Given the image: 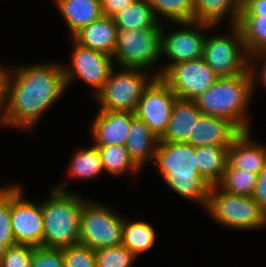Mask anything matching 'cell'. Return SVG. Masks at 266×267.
<instances>
[{
    "label": "cell",
    "instance_id": "obj_29",
    "mask_svg": "<svg viewBox=\"0 0 266 267\" xmlns=\"http://www.w3.org/2000/svg\"><path fill=\"white\" fill-rule=\"evenodd\" d=\"M247 55L266 49V17L263 15H240L237 23Z\"/></svg>",
    "mask_w": 266,
    "mask_h": 267
},
{
    "label": "cell",
    "instance_id": "obj_6",
    "mask_svg": "<svg viewBox=\"0 0 266 267\" xmlns=\"http://www.w3.org/2000/svg\"><path fill=\"white\" fill-rule=\"evenodd\" d=\"M118 68L121 70L112 68L103 89L94 99L100 104L99 110L134 112L145 89L156 77H160V73L157 70L146 72L142 69Z\"/></svg>",
    "mask_w": 266,
    "mask_h": 267
},
{
    "label": "cell",
    "instance_id": "obj_8",
    "mask_svg": "<svg viewBox=\"0 0 266 267\" xmlns=\"http://www.w3.org/2000/svg\"><path fill=\"white\" fill-rule=\"evenodd\" d=\"M159 23L156 27L147 29H118L115 49L112 55L113 62L120 67L149 70L161 58V30L164 27Z\"/></svg>",
    "mask_w": 266,
    "mask_h": 267
},
{
    "label": "cell",
    "instance_id": "obj_11",
    "mask_svg": "<svg viewBox=\"0 0 266 267\" xmlns=\"http://www.w3.org/2000/svg\"><path fill=\"white\" fill-rule=\"evenodd\" d=\"M71 64L63 65L66 87L80 79L93 89V98L103 89L112 68V56L83 47L72 40ZM68 85V86H67Z\"/></svg>",
    "mask_w": 266,
    "mask_h": 267
},
{
    "label": "cell",
    "instance_id": "obj_32",
    "mask_svg": "<svg viewBox=\"0 0 266 267\" xmlns=\"http://www.w3.org/2000/svg\"><path fill=\"white\" fill-rule=\"evenodd\" d=\"M97 267H131L137 257L125 246L95 250Z\"/></svg>",
    "mask_w": 266,
    "mask_h": 267
},
{
    "label": "cell",
    "instance_id": "obj_16",
    "mask_svg": "<svg viewBox=\"0 0 266 267\" xmlns=\"http://www.w3.org/2000/svg\"><path fill=\"white\" fill-rule=\"evenodd\" d=\"M243 131L232 121L202 114L187 141L194 148L201 146L230 147Z\"/></svg>",
    "mask_w": 266,
    "mask_h": 267
},
{
    "label": "cell",
    "instance_id": "obj_1",
    "mask_svg": "<svg viewBox=\"0 0 266 267\" xmlns=\"http://www.w3.org/2000/svg\"><path fill=\"white\" fill-rule=\"evenodd\" d=\"M63 64H27L6 68L4 124L28 133L66 91Z\"/></svg>",
    "mask_w": 266,
    "mask_h": 267
},
{
    "label": "cell",
    "instance_id": "obj_17",
    "mask_svg": "<svg viewBox=\"0 0 266 267\" xmlns=\"http://www.w3.org/2000/svg\"><path fill=\"white\" fill-rule=\"evenodd\" d=\"M232 168L259 175L266 164V146L243 132L228 148V162Z\"/></svg>",
    "mask_w": 266,
    "mask_h": 267
},
{
    "label": "cell",
    "instance_id": "obj_25",
    "mask_svg": "<svg viewBox=\"0 0 266 267\" xmlns=\"http://www.w3.org/2000/svg\"><path fill=\"white\" fill-rule=\"evenodd\" d=\"M67 176L73 179L92 180L105 173L102 167L98 147L92 144L90 147L76 149L68 165Z\"/></svg>",
    "mask_w": 266,
    "mask_h": 267
},
{
    "label": "cell",
    "instance_id": "obj_27",
    "mask_svg": "<svg viewBox=\"0 0 266 267\" xmlns=\"http://www.w3.org/2000/svg\"><path fill=\"white\" fill-rule=\"evenodd\" d=\"M105 173L122 176L126 172L138 174L141 169L133 162L125 145L97 146ZM131 172V173H130Z\"/></svg>",
    "mask_w": 266,
    "mask_h": 267
},
{
    "label": "cell",
    "instance_id": "obj_34",
    "mask_svg": "<svg viewBox=\"0 0 266 267\" xmlns=\"http://www.w3.org/2000/svg\"><path fill=\"white\" fill-rule=\"evenodd\" d=\"M33 247L15 244L0 252V267H31Z\"/></svg>",
    "mask_w": 266,
    "mask_h": 267
},
{
    "label": "cell",
    "instance_id": "obj_12",
    "mask_svg": "<svg viewBox=\"0 0 266 267\" xmlns=\"http://www.w3.org/2000/svg\"><path fill=\"white\" fill-rule=\"evenodd\" d=\"M181 100L195 101L219 76L203 57L170 66L160 77Z\"/></svg>",
    "mask_w": 266,
    "mask_h": 267
},
{
    "label": "cell",
    "instance_id": "obj_14",
    "mask_svg": "<svg viewBox=\"0 0 266 267\" xmlns=\"http://www.w3.org/2000/svg\"><path fill=\"white\" fill-rule=\"evenodd\" d=\"M177 96L169 86L156 77L145 89L134 111L135 116L150 128L160 138L170 121L173 106Z\"/></svg>",
    "mask_w": 266,
    "mask_h": 267
},
{
    "label": "cell",
    "instance_id": "obj_9",
    "mask_svg": "<svg viewBox=\"0 0 266 267\" xmlns=\"http://www.w3.org/2000/svg\"><path fill=\"white\" fill-rule=\"evenodd\" d=\"M228 28L227 34L206 35L204 43L203 59L219 78L234 77L249 69V56L239 27Z\"/></svg>",
    "mask_w": 266,
    "mask_h": 267
},
{
    "label": "cell",
    "instance_id": "obj_38",
    "mask_svg": "<svg viewBox=\"0 0 266 267\" xmlns=\"http://www.w3.org/2000/svg\"><path fill=\"white\" fill-rule=\"evenodd\" d=\"M253 198L266 212V164L257 177Z\"/></svg>",
    "mask_w": 266,
    "mask_h": 267
},
{
    "label": "cell",
    "instance_id": "obj_5",
    "mask_svg": "<svg viewBox=\"0 0 266 267\" xmlns=\"http://www.w3.org/2000/svg\"><path fill=\"white\" fill-rule=\"evenodd\" d=\"M216 224L235 230L254 231L266 228V212L253 196L234 195L212 185L206 208Z\"/></svg>",
    "mask_w": 266,
    "mask_h": 267
},
{
    "label": "cell",
    "instance_id": "obj_39",
    "mask_svg": "<svg viewBox=\"0 0 266 267\" xmlns=\"http://www.w3.org/2000/svg\"><path fill=\"white\" fill-rule=\"evenodd\" d=\"M240 15H263L266 17V0H243Z\"/></svg>",
    "mask_w": 266,
    "mask_h": 267
},
{
    "label": "cell",
    "instance_id": "obj_13",
    "mask_svg": "<svg viewBox=\"0 0 266 267\" xmlns=\"http://www.w3.org/2000/svg\"><path fill=\"white\" fill-rule=\"evenodd\" d=\"M22 186L11 184V226L17 244L43 247L41 201L31 202L23 196Z\"/></svg>",
    "mask_w": 266,
    "mask_h": 267
},
{
    "label": "cell",
    "instance_id": "obj_4",
    "mask_svg": "<svg viewBox=\"0 0 266 267\" xmlns=\"http://www.w3.org/2000/svg\"><path fill=\"white\" fill-rule=\"evenodd\" d=\"M253 95L252 77L248 69L244 74L219 78L195 102L202 114L228 119L243 132H252L247 110Z\"/></svg>",
    "mask_w": 266,
    "mask_h": 267
},
{
    "label": "cell",
    "instance_id": "obj_3",
    "mask_svg": "<svg viewBox=\"0 0 266 267\" xmlns=\"http://www.w3.org/2000/svg\"><path fill=\"white\" fill-rule=\"evenodd\" d=\"M67 187V180L54 185L50 196L41 201L43 247L64 249L79 244L80 214L88 199Z\"/></svg>",
    "mask_w": 266,
    "mask_h": 267
},
{
    "label": "cell",
    "instance_id": "obj_15",
    "mask_svg": "<svg viewBox=\"0 0 266 267\" xmlns=\"http://www.w3.org/2000/svg\"><path fill=\"white\" fill-rule=\"evenodd\" d=\"M134 117L131 111L99 110L89 131L94 145H125Z\"/></svg>",
    "mask_w": 266,
    "mask_h": 267
},
{
    "label": "cell",
    "instance_id": "obj_30",
    "mask_svg": "<svg viewBox=\"0 0 266 267\" xmlns=\"http://www.w3.org/2000/svg\"><path fill=\"white\" fill-rule=\"evenodd\" d=\"M256 174L234 169L228 163L222 180L217 184L227 193L242 196H253L256 183Z\"/></svg>",
    "mask_w": 266,
    "mask_h": 267
},
{
    "label": "cell",
    "instance_id": "obj_21",
    "mask_svg": "<svg viewBox=\"0 0 266 267\" xmlns=\"http://www.w3.org/2000/svg\"><path fill=\"white\" fill-rule=\"evenodd\" d=\"M242 5L243 0H194V22L218 27L222 20L227 19L229 26H235Z\"/></svg>",
    "mask_w": 266,
    "mask_h": 267
},
{
    "label": "cell",
    "instance_id": "obj_36",
    "mask_svg": "<svg viewBox=\"0 0 266 267\" xmlns=\"http://www.w3.org/2000/svg\"><path fill=\"white\" fill-rule=\"evenodd\" d=\"M261 59V69L255 70V68L257 67V64H259V60ZM258 62V63H257ZM257 63V64H256ZM255 64V66H254ZM249 71L252 77V83H253V94L255 90V86L257 83H262V85L264 87H266V49L263 50H259L257 52H254L253 54L249 55ZM258 74V76H257ZM261 78V79H260ZM260 81H259V80Z\"/></svg>",
    "mask_w": 266,
    "mask_h": 267
},
{
    "label": "cell",
    "instance_id": "obj_22",
    "mask_svg": "<svg viewBox=\"0 0 266 267\" xmlns=\"http://www.w3.org/2000/svg\"><path fill=\"white\" fill-rule=\"evenodd\" d=\"M159 138L143 120L136 116L131 120L125 147L133 162L142 170L146 162H153Z\"/></svg>",
    "mask_w": 266,
    "mask_h": 267
},
{
    "label": "cell",
    "instance_id": "obj_31",
    "mask_svg": "<svg viewBox=\"0 0 266 267\" xmlns=\"http://www.w3.org/2000/svg\"><path fill=\"white\" fill-rule=\"evenodd\" d=\"M17 244L11 226V184L0 187V252Z\"/></svg>",
    "mask_w": 266,
    "mask_h": 267
},
{
    "label": "cell",
    "instance_id": "obj_2",
    "mask_svg": "<svg viewBox=\"0 0 266 267\" xmlns=\"http://www.w3.org/2000/svg\"><path fill=\"white\" fill-rule=\"evenodd\" d=\"M152 163L173 192L206 208L211 185L199 173L191 144L159 141Z\"/></svg>",
    "mask_w": 266,
    "mask_h": 267
},
{
    "label": "cell",
    "instance_id": "obj_19",
    "mask_svg": "<svg viewBox=\"0 0 266 267\" xmlns=\"http://www.w3.org/2000/svg\"><path fill=\"white\" fill-rule=\"evenodd\" d=\"M202 115L195 101L177 99L170 121L159 141L187 142L193 135L195 121Z\"/></svg>",
    "mask_w": 266,
    "mask_h": 267
},
{
    "label": "cell",
    "instance_id": "obj_7",
    "mask_svg": "<svg viewBox=\"0 0 266 267\" xmlns=\"http://www.w3.org/2000/svg\"><path fill=\"white\" fill-rule=\"evenodd\" d=\"M124 216L103 203L88 199L81 210L79 243L92 250L122 245Z\"/></svg>",
    "mask_w": 266,
    "mask_h": 267
},
{
    "label": "cell",
    "instance_id": "obj_23",
    "mask_svg": "<svg viewBox=\"0 0 266 267\" xmlns=\"http://www.w3.org/2000/svg\"><path fill=\"white\" fill-rule=\"evenodd\" d=\"M199 173L212 186L223 178L228 162V147H195Z\"/></svg>",
    "mask_w": 266,
    "mask_h": 267
},
{
    "label": "cell",
    "instance_id": "obj_18",
    "mask_svg": "<svg viewBox=\"0 0 266 267\" xmlns=\"http://www.w3.org/2000/svg\"><path fill=\"white\" fill-rule=\"evenodd\" d=\"M118 28L113 17L103 15L89 25L81 28L72 38L77 44L113 55Z\"/></svg>",
    "mask_w": 266,
    "mask_h": 267
},
{
    "label": "cell",
    "instance_id": "obj_28",
    "mask_svg": "<svg viewBox=\"0 0 266 267\" xmlns=\"http://www.w3.org/2000/svg\"><path fill=\"white\" fill-rule=\"evenodd\" d=\"M148 2L159 23L194 22V0H148Z\"/></svg>",
    "mask_w": 266,
    "mask_h": 267
},
{
    "label": "cell",
    "instance_id": "obj_26",
    "mask_svg": "<svg viewBox=\"0 0 266 267\" xmlns=\"http://www.w3.org/2000/svg\"><path fill=\"white\" fill-rule=\"evenodd\" d=\"M113 20L117 28L123 30L147 29L159 24L148 0H135L115 14Z\"/></svg>",
    "mask_w": 266,
    "mask_h": 267
},
{
    "label": "cell",
    "instance_id": "obj_40",
    "mask_svg": "<svg viewBox=\"0 0 266 267\" xmlns=\"http://www.w3.org/2000/svg\"><path fill=\"white\" fill-rule=\"evenodd\" d=\"M6 66L0 63V126L4 128V97H5V71Z\"/></svg>",
    "mask_w": 266,
    "mask_h": 267
},
{
    "label": "cell",
    "instance_id": "obj_33",
    "mask_svg": "<svg viewBox=\"0 0 266 267\" xmlns=\"http://www.w3.org/2000/svg\"><path fill=\"white\" fill-rule=\"evenodd\" d=\"M65 267H97L95 250L82 244L62 249Z\"/></svg>",
    "mask_w": 266,
    "mask_h": 267
},
{
    "label": "cell",
    "instance_id": "obj_20",
    "mask_svg": "<svg viewBox=\"0 0 266 267\" xmlns=\"http://www.w3.org/2000/svg\"><path fill=\"white\" fill-rule=\"evenodd\" d=\"M71 37L104 14L99 0H53Z\"/></svg>",
    "mask_w": 266,
    "mask_h": 267
},
{
    "label": "cell",
    "instance_id": "obj_37",
    "mask_svg": "<svg viewBox=\"0 0 266 267\" xmlns=\"http://www.w3.org/2000/svg\"><path fill=\"white\" fill-rule=\"evenodd\" d=\"M101 2L103 14L113 17L118 12L124 10L135 0H99Z\"/></svg>",
    "mask_w": 266,
    "mask_h": 267
},
{
    "label": "cell",
    "instance_id": "obj_35",
    "mask_svg": "<svg viewBox=\"0 0 266 267\" xmlns=\"http://www.w3.org/2000/svg\"><path fill=\"white\" fill-rule=\"evenodd\" d=\"M31 267H65L62 249L33 247Z\"/></svg>",
    "mask_w": 266,
    "mask_h": 267
},
{
    "label": "cell",
    "instance_id": "obj_24",
    "mask_svg": "<svg viewBox=\"0 0 266 267\" xmlns=\"http://www.w3.org/2000/svg\"><path fill=\"white\" fill-rule=\"evenodd\" d=\"M156 231L153 226L142 220L124 218L122 229V245L136 257L152 249L156 242Z\"/></svg>",
    "mask_w": 266,
    "mask_h": 267
},
{
    "label": "cell",
    "instance_id": "obj_10",
    "mask_svg": "<svg viewBox=\"0 0 266 267\" xmlns=\"http://www.w3.org/2000/svg\"><path fill=\"white\" fill-rule=\"evenodd\" d=\"M169 33H165V28L161 30L160 50L161 56L168 58V64H164L157 71L161 75L172 65L191 61L203 57L204 43L206 39L205 31L215 27L198 23H167ZM175 26L176 29H175ZM178 26L179 29H178ZM182 26V28H181ZM172 31L170 28H172ZM202 32V33H201ZM204 32V33H203Z\"/></svg>",
    "mask_w": 266,
    "mask_h": 267
}]
</instances>
